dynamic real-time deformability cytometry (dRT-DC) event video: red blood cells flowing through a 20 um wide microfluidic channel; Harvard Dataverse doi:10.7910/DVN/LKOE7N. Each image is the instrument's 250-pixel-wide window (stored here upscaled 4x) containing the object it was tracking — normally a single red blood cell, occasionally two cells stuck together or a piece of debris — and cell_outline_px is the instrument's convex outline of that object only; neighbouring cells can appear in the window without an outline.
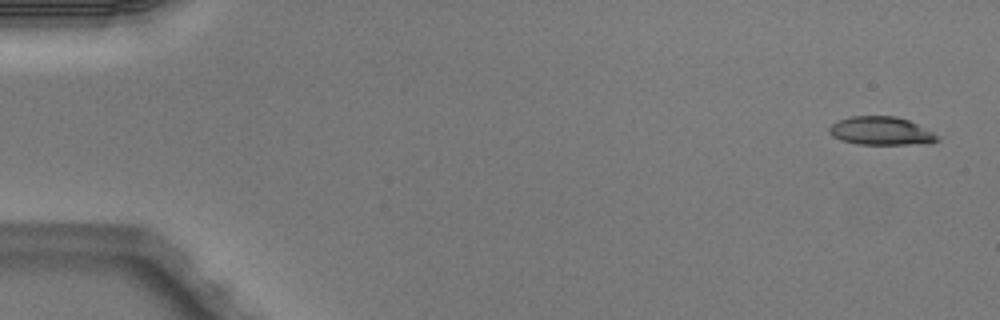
{"species": "Egyptian fruit bat (a non-hibernating species)", "species_latin": "Rousettus aegyptiacus", "temperature_condition": "warm", "stored_images_in_passage": 5, "camera_frame_rate_fps": 3000, "um_per_image_px": 0.085, "animal": {"sex": "male"}, "frame": {"image": 1, "passage_image": 1, "time_ms": 0.0, "image_size_px": [1000, 320], "cell_outline_px": [[940, 140], [932, 144], [856, 144], [840, 140], [832, 136], [828, 132], [828, 128], [832, 124], [840, 120], [852, 116], [896, 116], [908, 120], [932, 132]], "centroid_in_image_um": [74.87, 11.14], "position_along_channel_um": 10.1, "area_um2": 17.8}}
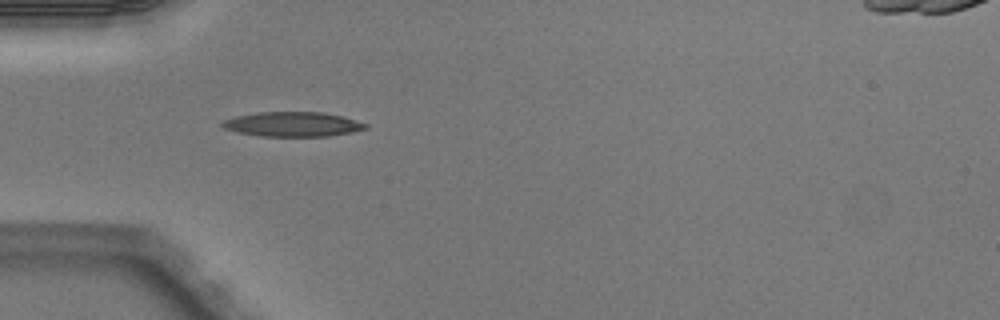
{"frame": {"image": 2, "passage_image": 4, "time_ms": 1.0, "image_size_px": [1000, 320], "cell_outline_px": [[368, 128], [352, 132], [328, 136], [260, 136], [236, 132], [224, 128], [220, 124], [224, 120], [236, 116], [256, 112], [324, 112], [344, 116], [368, 124]], "centroid_in_image_um": [24.89, 10.55], "position_along_channel_um": 60.1, "area_um2": 20.69}}
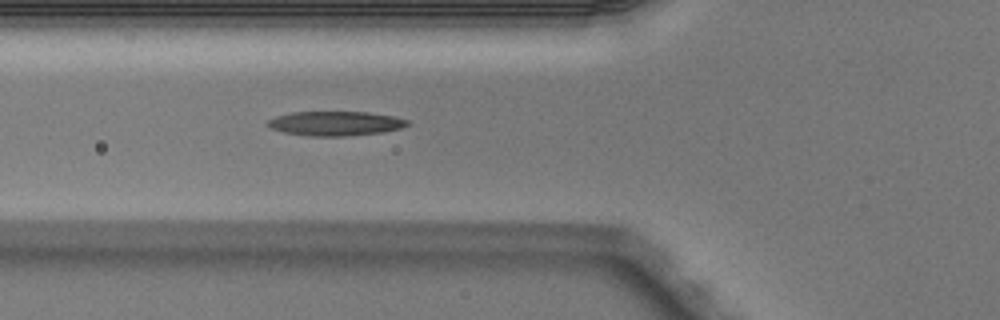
{"frame": {"image": 3, "passage_image": 5, "time_ms": 1.333, "image_size_px": [1000, 320], "cell_outline_px": [[412, 124], [404, 128], [384, 132], [344, 136], [308, 136], [284, 132], [272, 128], [268, 124], [268, 120], [276, 116], [292, 112], [368, 112], [392, 116], [408, 120]], "centroid_in_image_um": [28.58, 10.49], "position_along_channel_um": 97.2, "area_um2": 19.88}}